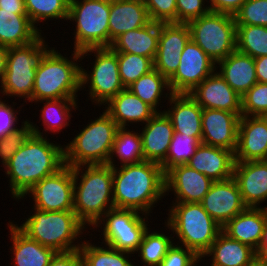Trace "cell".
I'll list each match as a JSON object with an SVG mask.
<instances>
[{"instance_id": "obj_53", "label": "cell", "mask_w": 267, "mask_h": 266, "mask_svg": "<svg viewBox=\"0 0 267 266\" xmlns=\"http://www.w3.org/2000/svg\"><path fill=\"white\" fill-rule=\"evenodd\" d=\"M257 256L267 259V219L263 228V235L260 242V247Z\"/></svg>"}, {"instance_id": "obj_23", "label": "cell", "mask_w": 267, "mask_h": 266, "mask_svg": "<svg viewBox=\"0 0 267 266\" xmlns=\"http://www.w3.org/2000/svg\"><path fill=\"white\" fill-rule=\"evenodd\" d=\"M167 103L169 108L163 112L171 120L175 133L202 137L203 109L190 94H172Z\"/></svg>"}, {"instance_id": "obj_12", "label": "cell", "mask_w": 267, "mask_h": 266, "mask_svg": "<svg viewBox=\"0 0 267 266\" xmlns=\"http://www.w3.org/2000/svg\"><path fill=\"white\" fill-rule=\"evenodd\" d=\"M147 219H149L147 214L133 209L113 208L103 215L93 229L97 227L102 229L103 241L100 243L132 253L134 256L145 231L150 226Z\"/></svg>"}, {"instance_id": "obj_28", "label": "cell", "mask_w": 267, "mask_h": 266, "mask_svg": "<svg viewBox=\"0 0 267 266\" xmlns=\"http://www.w3.org/2000/svg\"><path fill=\"white\" fill-rule=\"evenodd\" d=\"M217 64L216 70L240 96L257 83L254 58L249 55L235 50Z\"/></svg>"}, {"instance_id": "obj_22", "label": "cell", "mask_w": 267, "mask_h": 266, "mask_svg": "<svg viewBox=\"0 0 267 266\" xmlns=\"http://www.w3.org/2000/svg\"><path fill=\"white\" fill-rule=\"evenodd\" d=\"M234 163L232 151L201 143L187 165L215 182L231 179Z\"/></svg>"}, {"instance_id": "obj_48", "label": "cell", "mask_w": 267, "mask_h": 266, "mask_svg": "<svg viewBox=\"0 0 267 266\" xmlns=\"http://www.w3.org/2000/svg\"><path fill=\"white\" fill-rule=\"evenodd\" d=\"M6 100H2L0 96V139L10 132L18 129V114L20 110H14L15 108L8 103Z\"/></svg>"}, {"instance_id": "obj_16", "label": "cell", "mask_w": 267, "mask_h": 266, "mask_svg": "<svg viewBox=\"0 0 267 266\" xmlns=\"http://www.w3.org/2000/svg\"><path fill=\"white\" fill-rule=\"evenodd\" d=\"M201 204L221 227L247 208L233 177L225 181L213 182Z\"/></svg>"}, {"instance_id": "obj_35", "label": "cell", "mask_w": 267, "mask_h": 266, "mask_svg": "<svg viewBox=\"0 0 267 266\" xmlns=\"http://www.w3.org/2000/svg\"><path fill=\"white\" fill-rule=\"evenodd\" d=\"M78 99L79 98H62V99H50V100H41L38 101L43 104L41 108V115L39 117L40 121L44 125L43 129L46 133L50 131L51 133H60L63 128L69 126L71 121V111L76 112L78 108Z\"/></svg>"}, {"instance_id": "obj_8", "label": "cell", "mask_w": 267, "mask_h": 266, "mask_svg": "<svg viewBox=\"0 0 267 266\" xmlns=\"http://www.w3.org/2000/svg\"><path fill=\"white\" fill-rule=\"evenodd\" d=\"M49 49L42 34L29 44L7 48L6 68L0 86L1 98L19 97L24 98L26 103V99L32 103L36 68Z\"/></svg>"}, {"instance_id": "obj_32", "label": "cell", "mask_w": 267, "mask_h": 266, "mask_svg": "<svg viewBox=\"0 0 267 266\" xmlns=\"http://www.w3.org/2000/svg\"><path fill=\"white\" fill-rule=\"evenodd\" d=\"M41 34L27 14L0 9V46H23L33 42Z\"/></svg>"}, {"instance_id": "obj_50", "label": "cell", "mask_w": 267, "mask_h": 266, "mask_svg": "<svg viewBox=\"0 0 267 266\" xmlns=\"http://www.w3.org/2000/svg\"><path fill=\"white\" fill-rule=\"evenodd\" d=\"M246 0H208L210 12L234 16Z\"/></svg>"}, {"instance_id": "obj_11", "label": "cell", "mask_w": 267, "mask_h": 266, "mask_svg": "<svg viewBox=\"0 0 267 266\" xmlns=\"http://www.w3.org/2000/svg\"><path fill=\"white\" fill-rule=\"evenodd\" d=\"M190 39L216 64L236 50V22L232 15L209 12L188 23Z\"/></svg>"}, {"instance_id": "obj_52", "label": "cell", "mask_w": 267, "mask_h": 266, "mask_svg": "<svg viewBox=\"0 0 267 266\" xmlns=\"http://www.w3.org/2000/svg\"><path fill=\"white\" fill-rule=\"evenodd\" d=\"M0 9L16 11V14H27L24 0H0Z\"/></svg>"}, {"instance_id": "obj_10", "label": "cell", "mask_w": 267, "mask_h": 266, "mask_svg": "<svg viewBox=\"0 0 267 266\" xmlns=\"http://www.w3.org/2000/svg\"><path fill=\"white\" fill-rule=\"evenodd\" d=\"M92 54L96 59L94 58L95 61L91 63V71L81 66L80 86L81 90L88 86L91 102L101 107L125 87L120 79L117 52L110 47L88 48L80 51V61Z\"/></svg>"}, {"instance_id": "obj_24", "label": "cell", "mask_w": 267, "mask_h": 266, "mask_svg": "<svg viewBox=\"0 0 267 266\" xmlns=\"http://www.w3.org/2000/svg\"><path fill=\"white\" fill-rule=\"evenodd\" d=\"M142 127L141 138L144 161L161 164L169 151L174 129L164 112L156 113Z\"/></svg>"}, {"instance_id": "obj_56", "label": "cell", "mask_w": 267, "mask_h": 266, "mask_svg": "<svg viewBox=\"0 0 267 266\" xmlns=\"http://www.w3.org/2000/svg\"><path fill=\"white\" fill-rule=\"evenodd\" d=\"M203 260L202 258H199L197 261H195L191 266H198L199 264V262H201V261Z\"/></svg>"}, {"instance_id": "obj_19", "label": "cell", "mask_w": 267, "mask_h": 266, "mask_svg": "<svg viewBox=\"0 0 267 266\" xmlns=\"http://www.w3.org/2000/svg\"><path fill=\"white\" fill-rule=\"evenodd\" d=\"M235 162L267 160V116H241Z\"/></svg>"}, {"instance_id": "obj_4", "label": "cell", "mask_w": 267, "mask_h": 266, "mask_svg": "<svg viewBox=\"0 0 267 266\" xmlns=\"http://www.w3.org/2000/svg\"><path fill=\"white\" fill-rule=\"evenodd\" d=\"M71 58L51 47L36 68L32 103L41 100L77 98L81 90L80 51H72ZM66 56V57H65ZM76 61V62H75Z\"/></svg>"}, {"instance_id": "obj_49", "label": "cell", "mask_w": 267, "mask_h": 266, "mask_svg": "<svg viewBox=\"0 0 267 266\" xmlns=\"http://www.w3.org/2000/svg\"><path fill=\"white\" fill-rule=\"evenodd\" d=\"M48 266H82L81 253L79 249L56 252Z\"/></svg>"}, {"instance_id": "obj_21", "label": "cell", "mask_w": 267, "mask_h": 266, "mask_svg": "<svg viewBox=\"0 0 267 266\" xmlns=\"http://www.w3.org/2000/svg\"><path fill=\"white\" fill-rule=\"evenodd\" d=\"M233 178L247 207L259 208L267 200V160L235 162Z\"/></svg>"}, {"instance_id": "obj_45", "label": "cell", "mask_w": 267, "mask_h": 266, "mask_svg": "<svg viewBox=\"0 0 267 266\" xmlns=\"http://www.w3.org/2000/svg\"><path fill=\"white\" fill-rule=\"evenodd\" d=\"M150 20L157 23H177L176 0H142Z\"/></svg>"}, {"instance_id": "obj_18", "label": "cell", "mask_w": 267, "mask_h": 266, "mask_svg": "<svg viewBox=\"0 0 267 266\" xmlns=\"http://www.w3.org/2000/svg\"><path fill=\"white\" fill-rule=\"evenodd\" d=\"M213 181L187 164L177 165L165 173V194L171 191L172 202L201 203Z\"/></svg>"}, {"instance_id": "obj_9", "label": "cell", "mask_w": 267, "mask_h": 266, "mask_svg": "<svg viewBox=\"0 0 267 266\" xmlns=\"http://www.w3.org/2000/svg\"><path fill=\"white\" fill-rule=\"evenodd\" d=\"M110 0H70L68 20L75 23L74 50L109 47Z\"/></svg>"}, {"instance_id": "obj_37", "label": "cell", "mask_w": 267, "mask_h": 266, "mask_svg": "<svg viewBox=\"0 0 267 266\" xmlns=\"http://www.w3.org/2000/svg\"><path fill=\"white\" fill-rule=\"evenodd\" d=\"M149 229L148 227L145 231L138 250L135 253H138L144 266H159L169 248L173 245L174 237L172 234L166 236L163 232H151Z\"/></svg>"}, {"instance_id": "obj_6", "label": "cell", "mask_w": 267, "mask_h": 266, "mask_svg": "<svg viewBox=\"0 0 267 266\" xmlns=\"http://www.w3.org/2000/svg\"><path fill=\"white\" fill-rule=\"evenodd\" d=\"M171 205L164 225L173 232V236L176 235L174 240H179L177 244L202 258L222 227L203 209L201 203L172 202Z\"/></svg>"}, {"instance_id": "obj_2", "label": "cell", "mask_w": 267, "mask_h": 266, "mask_svg": "<svg viewBox=\"0 0 267 266\" xmlns=\"http://www.w3.org/2000/svg\"><path fill=\"white\" fill-rule=\"evenodd\" d=\"M166 196L162 166L151 161L113 168L114 208L152 213L156 203Z\"/></svg>"}, {"instance_id": "obj_47", "label": "cell", "mask_w": 267, "mask_h": 266, "mask_svg": "<svg viewBox=\"0 0 267 266\" xmlns=\"http://www.w3.org/2000/svg\"><path fill=\"white\" fill-rule=\"evenodd\" d=\"M198 259L192 250L174 242L159 266H191Z\"/></svg>"}, {"instance_id": "obj_25", "label": "cell", "mask_w": 267, "mask_h": 266, "mask_svg": "<svg viewBox=\"0 0 267 266\" xmlns=\"http://www.w3.org/2000/svg\"><path fill=\"white\" fill-rule=\"evenodd\" d=\"M266 219L267 206L259 208L247 207L233 219L229 220L222 227V231L230 238L249 245L257 253Z\"/></svg>"}, {"instance_id": "obj_42", "label": "cell", "mask_w": 267, "mask_h": 266, "mask_svg": "<svg viewBox=\"0 0 267 266\" xmlns=\"http://www.w3.org/2000/svg\"><path fill=\"white\" fill-rule=\"evenodd\" d=\"M21 123V128L8 133L0 139V160L3 167L33 134L28 119Z\"/></svg>"}, {"instance_id": "obj_54", "label": "cell", "mask_w": 267, "mask_h": 266, "mask_svg": "<svg viewBox=\"0 0 267 266\" xmlns=\"http://www.w3.org/2000/svg\"><path fill=\"white\" fill-rule=\"evenodd\" d=\"M7 48L0 46V86L2 84L6 68Z\"/></svg>"}, {"instance_id": "obj_3", "label": "cell", "mask_w": 267, "mask_h": 266, "mask_svg": "<svg viewBox=\"0 0 267 266\" xmlns=\"http://www.w3.org/2000/svg\"><path fill=\"white\" fill-rule=\"evenodd\" d=\"M72 170L73 211L87 228L93 227L114 208L113 168L108 164H95L76 166Z\"/></svg>"}, {"instance_id": "obj_5", "label": "cell", "mask_w": 267, "mask_h": 266, "mask_svg": "<svg viewBox=\"0 0 267 266\" xmlns=\"http://www.w3.org/2000/svg\"><path fill=\"white\" fill-rule=\"evenodd\" d=\"M32 209L34 214L30 213L23 220L25 222L17 225L30 239L56 252L78 250L81 247L83 241L79 242L78 238L82 237L87 227L74 211H41L33 206Z\"/></svg>"}, {"instance_id": "obj_13", "label": "cell", "mask_w": 267, "mask_h": 266, "mask_svg": "<svg viewBox=\"0 0 267 266\" xmlns=\"http://www.w3.org/2000/svg\"><path fill=\"white\" fill-rule=\"evenodd\" d=\"M26 195L33 208L41 211H73L74 177L72 167L65 165L57 173L37 182ZM31 195V196H30Z\"/></svg>"}, {"instance_id": "obj_43", "label": "cell", "mask_w": 267, "mask_h": 266, "mask_svg": "<svg viewBox=\"0 0 267 266\" xmlns=\"http://www.w3.org/2000/svg\"><path fill=\"white\" fill-rule=\"evenodd\" d=\"M242 116H267V83H255L241 96Z\"/></svg>"}, {"instance_id": "obj_1", "label": "cell", "mask_w": 267, "mask_h": 266, "mask_svg": "<svg viewBox=\"0 0 267 266\" xmlns=\"http://www.w3.org/2000/svg\"><path fill=\"white\" fill-rule=\"evenodd\" d=\"M29 124L33 134L4 167L9 177L11 198L16 201L23 200L37 182L65 166L64 147L51 142L35 122L29 121Z\"/></svg>"}, {"instance_id": "obj_44", "label": "cell", "mask_w": 267, "mask_h": 266, "mask_svg": "<svg viewBox=\"0 0 267 266\" xmlns=\"http://www.w3.org/2000/svg\"><path fill=\"white\" fill-rule=\"evenodd\" d=\"M234 18L236 25L267 26V0H246Z\"/></svg>"}, {"instance_id": "obj_15", "label": "cell", "mask_w": 267, "mask_h": 266, "mask_svg": "<svg viewBox=\"0 0 267 266\" xmlns=\"http://www.w3.org/2000/svg\"><path fill=\"white\" fill-rule=\"evenodd\" d=\"M190 40L187 23H160L154 69L169 80L178 69L181 53Z\"/></svg>"}, {"instance_id": "obj_55", "label": "cell", "mask_w": 267, "mask_h": 266, "mask_svg": "<svg viewBox=\"0 0 267 266\" xmlns=\"http://www.w3.org/2000/svg\"><path fill=\"white\" fill-rule=\"evenodd\" d=\"M248 266H267V259L257 256Z\"/></svg>"}, {"instance_id": "obj_41", "label": "cell", "mask_w": 267, "mask_h": 266, "mask_svg": "<svg viewBox=\"0 0 267 266\" xmlns=\"http://www.w3.org/2000/svg\"><path fill=\"white\" fill-rule=\"evenodd\" d=\"M120 79L125 88L154 69L151 58L132 53L117 52Z\"/></svg>"}, {"instance_id": "obj_27", "label": "cell", "mask_w": 267, "mask_h": 266, "mask_svg": "<svg viewBox=\"0 0 267 266\" xmlns=\"http://www.w3.org/2000/svg\"><path fill=\"white\" fill-rule=\"evenodd\" d=\"M150 22L142 0H110L109 47L122 33L144 27Z\"/></svg>"}, {"instance_id": "obj_36", "label": "cell", "mask_w": 267, "mask_h": 266, "mask_svg": "<svg viewBox=\"0 0 267 266\" xmlns=\"http://www.w3.org/2000/svg\"><path fill=\"white\" fill-rule=\"evenodd\" d=\"M83 241L79 248L82 266H137L129 259L132 253L120 251L102 243L101 246H96L97 244L89 240Z\"/></svg>"}, {"instance_id": "obj_39", "label": "cell", "mask_w": 267, "mask_h": 266, "mask_svg": "<svg viewBox=\"0 0 267 266\" xmlns=\"http://www.w3.org/2000/svg\"><path fill=\"white\" fill-rule=\"evenodd\" d=\"M25 10L32 24L38 28L42 21L64 19L67 21L70 0H24ZM36 23V24H35Z\"/></svg>"}, {"instance_id": "obj_29", "label": "cell", "mask_w": 267, "mask_h": 266, "mask_svg": "<svg viewBox=\"0 0 267 266\" xmlns=\"http://www.w3.org/2000/svg\"><path fill=\"white\" fill-rule=\"evenodd\" d=\"M10 230V247L13 266H48L56 251L52 248L41 245L35 240L30 239L18 227L17 223H7Z\"/></svg>"}, {"instance_id": "obj_51", "label": "cell", "mask_w": 267, "mask_h": 266, "mask_svg": "<svg viewBox=\"0 0 267 266\" xmlns=\"http://www.w3.org/2000/svg\"><path fill=\"white\" fill-rule=\"evenodd\" d=\"M258 83H267V56L254 58Z\"/></svg>"}, {"instance_id": "obj_20", "label": "cell", "mask_w": 267, "mask_h": 266, "mask_svg": "<svg viewBox=\"0 0 267 266\" xmlns=\"http://www.w3.org/2000/svg\"><path fill=\"white\" fill-rule=\"evenodd\" d=\"M189 94L202 109L242 113L241 96L226 83L217 70Z\"/></svg>"}, {"instance_id": "obj_33", "label": "cell", "mask_w": 267, "mask_h": 266, "mask_svg": "<svg viewBox=\"0 0 267 266\" xmlns=\"http://www.w3.org/2000/svg\"><path fill=\"white\" fill-rule=\"evenodd\" d=\"M141 131H130L129 128H118L114 143L112 146L111 154L107 164L112 168H115L116 161L114 158L120 161V166L137 164L144 161L143 145L141 138ZM115 156V157H114Z\"/></svg>"}, {"instance_id": "obj_34", "label": "cell", "mask_w": 267, "mask_h": 266, "mask_svg": "<svg viewBox=\"0 0 267 266\" xmlns=\"http://www.w3.org/2000/svg\"><path fill=\"white\" fill-rule=\"evenodd\" d=\"M127 88L142 101L151 106L157 113L163 112L157 108L162 103L161 99L165 97V100H169L170 96L173 94L170 90L168 80L156 69L144 74ZM166 89L167 93H165Z\"/></svg>"}, {"instance_id": "obj_14", "label": "cell", "mask_w": 267, "mask_h": 266, "mask_svg": "<svg viewBox=\"0 0 267 266\" xmlns=\"http://www.w3.org/2000/svg\"><path fill=\"white\" fill-rule=\"evenodd\" d=\"M217 64L191 39L181 53L180 64L168 80L173 94H189L216 70Z\"/></svg>"}, {"instance_id": "obj_7", "label": "cell", "mask_w": 267, "mask_h": 266, "mask_svg": "<svg viewBox=\"0 0 267 266\" xmlns=\"http://www.w3.org/2000/svg\"><path fill=\"white\" fill-rule=\"evenodd\" d=\"M91 119L75 137L64 145L65 165L107 164L115 135L117 123L103 110L95 120Z\"/></svg>"}, {"instance_id": "obj_17", "label": "cell", "mask_w": 267, "mask_h": 266, "mask_svg": "<svg viewBox=\"0 0 267 266\" xmlns=\"http://www.w3.org/2000/svg\"><path fill=\"white\" fill-rule=\"evenodd\" d=\"M241 116L242 113L203 109L201 143L235 153Z\"/></svg>"}, {"instance_id": "obj_38", "label": "cell", "mask_w": 267, "mask_h": 266, "mask_svg": "<svg viewBox=\"0 0 267 266\" xmlns=\"http://www.w3.org/2000/svg\"><path fill=\"white\" fill-rule=\"evenodd\" d=\"M236 50L252 58L267 56V26L236 25Z\"/></svg>"}, {"instance_id": "obj_31", "label": "cell", "mask_w": 267, "mask_h": 266, "mask_svg": "<svg viewBox=\"0 0 267 266\" xmlns=\"http://www.w3.org/2000/svg\"><path fill=\"white\" fill-rule=\"evenodd\" d=\"M210 256V266H248L257 257V253L249 245L232 239L221 231L202 258Z\"/></svg>"}, {"instance_id": "obj_40", "label": "cell", "mask_w": 267, "mask_h": 266, "mask_svg": "<svg viewBox=\"0 0 267 266\" xmlns=\"http://www.w3.org/2000/svg\"><path fill=\"white\" fill-rule=\"evenodd\" d=\"M201 144V137H189L179 133H173L166 159L160 164L166 173L174 166L187 164Z\"/></svg>"}, {"instance_id": "obj_30", "label": "cell", "mask_w": 267, "mask_h": 266, "mask_svg": "<svg viewBox=\"0 0 267 266\" xmlns=\"http://www.w3.org/2000/svg\"><path fill=\"white\" fill-rule=\"evenodd\" d=\"M160 34V23L151 21L144 27L122 33L112 41L115 52L132 53L155 59Z\"/></svg>"}, {"instance_id": "obj_46", "label": "cell", "mask_w": 267, "mask_h": 266, "mask_svg": "<svg viewBox=\"0 0 267 266\" xmlns=\"http://www.w3.org/2000/svg\"><path fill=\"white\" fill-rule=\"evenodd\" d=\"M206 2L208 4V0H176L177 23H188L208 14L210 9Z\"/></svg>"}, {"instance_id": "obj_26", "label": "cell", "mask_w": 267, "mask_h": 266, "mask_svg": "<svg viewBox=\"0 0 267 266\" xmlns=\"http://www.w3.org/2000/svg\"><path fill=\"white\" fill-rule=\"evenodd\" d=\"M105 112L119 128H128L133 123H147L157 112L128 88L112 97L105 105ZM130 123V124H129Z\"/></svg>"}]
</instances>
